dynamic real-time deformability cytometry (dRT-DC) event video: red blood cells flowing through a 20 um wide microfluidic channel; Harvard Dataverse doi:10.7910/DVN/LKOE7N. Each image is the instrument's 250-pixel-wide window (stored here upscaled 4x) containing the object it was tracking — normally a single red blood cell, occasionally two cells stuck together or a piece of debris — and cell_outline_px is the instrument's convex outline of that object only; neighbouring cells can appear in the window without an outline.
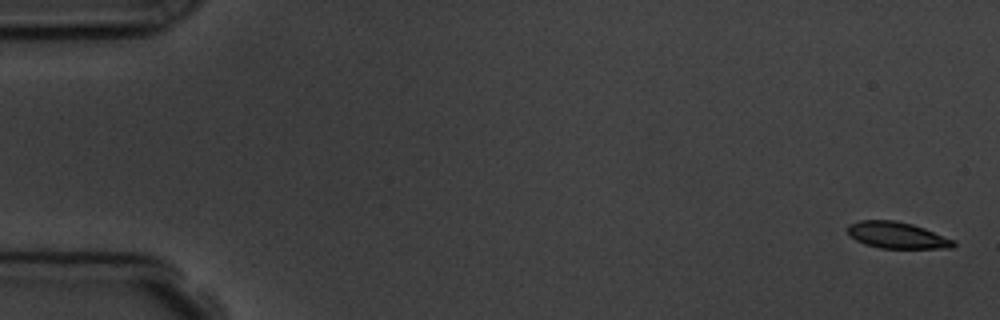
{"species": "common noctule bat (a hibernating species)", "species_latin": "Nyctalus noctula", "temperature_condition": "room temperature", "stored_images_in_passage": 5, "camera_frame_rate_fps": 3000, "um_per_image_px": 0.085, "animal": {"sex": "male", "body_mass_g": 19.5, "forearm_length_mm": 54.6}, "frame": {"image": 1, "passage_image": 1, "time_ms": 0.0, "image_size_px": [1000, 320], "cell_outline_px": [[956, 244], [952, 248], [880, 248], [864, 244], [856, 240], [848, 232], [848, 224], [860, 220], [896, 220], [912, 224], [924, 228], [956, 240]], "centroid_in_image_um": [76.27, 19.99], "position_along_channel_um": 8.7, "area_um2": 16.36}}
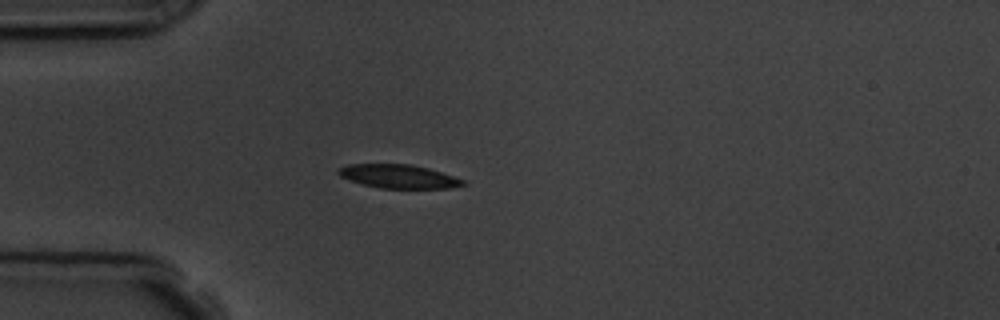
{"frame": {"image": 2, "passage_image": 5, "time_ms": 4.667, "image_size_px": [1000, 320], "cell_outline_px": [[468, 184], [452, 188], [380, 188], [364, 184], [340, 176], [336, 172], [336, 168], [348, 164], [408, 164], [428, 168], [464, 180]], "centroid_in_image_um": [33.87, 14.99], "position_along_channel_um": 51.1, "area_um2": 17.05}}